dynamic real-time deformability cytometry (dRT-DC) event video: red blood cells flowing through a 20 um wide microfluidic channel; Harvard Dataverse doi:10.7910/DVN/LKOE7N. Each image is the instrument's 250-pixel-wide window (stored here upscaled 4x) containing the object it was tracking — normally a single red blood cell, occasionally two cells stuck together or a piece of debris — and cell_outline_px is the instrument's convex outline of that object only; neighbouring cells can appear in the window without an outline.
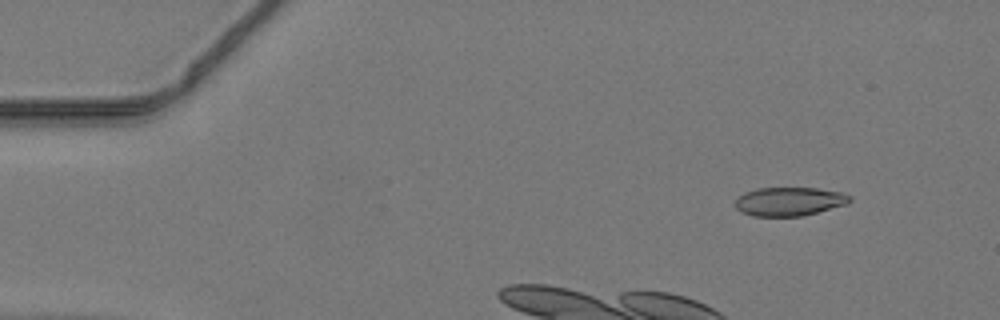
{"species": "common noctule bat (a hibernating species)", "species_latin": "Nyctalus noctula", "temperature_condition": "warm", "stored_images_in_passage": 10, "camera_frame_rate_fps": 3000, "um_per_image_px": 0.085, "animal": {"sex": "male", "body_mass_g": 19.2, "forearm_length_mm": 51.8}, "frame": {"image": 1, "passage_image": 4, "time_ms": 1.0, "image_size_px": [1000, 320], "cell_outline_px": [[852, 200], [848, 204], [800, 216], [752, 216], [740, 212], [732, 204], [744, 192], [756, 188], [816, 188], [840, 192], [852, 196]], "centroid_in_image_um": [67.06, 17.12], "position_along_channel_um": 17.9, "area_um2": 19.25}}